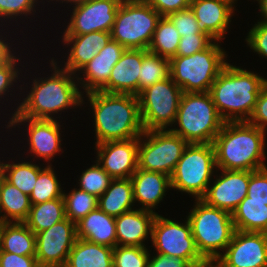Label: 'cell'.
<instances>
[{
	"label": "cell",
	"instance_id": "d4e9b609",
	"mask_svg": "<svg viewBox=\"0 0 267 267\" xmlns=\"http://www.w3.org/2000/svg\"><path fill=\"white\" fill-rule=\"evenodd\" d=\"M76 237L115 248L117 246L115 217L97 207L76 223Z\"/></svg>",
	"mask_w": 267,
	"mask_h": 267
},
{
	"label": "cell",
	"instance_id": "44dd1931",
	"mask_svg": "<svg viewBox=\"0 0 267 267\" xmlns=\"http://www.w3.org/2000/svg\"><path fill=\"white\" fill-rule=\"evenodd\" d=\"M146 49H126L114 65L108 82L99 90L138 95L139 73Z\"/></svg>",
	"mask_w": 267,
	"mask_h": 267
},
{
	"label": "cell",
	"instance_id": "7a4b0ae2",
	"mask_svg": "<svg viewBox=\"0 0 267 267\" xmlns=\"http://www.w3.org/2000/svg\"><path fill=\"white\" fill-rule=\"evenodd\" d=\"M86 95L94 112L95 145L106 141L139 138L143 134L136 95L104 91H92Z\"/></svg>",
	"mask_w": 267,
	"mask_h": 267
},
{
	"label": "cell",
	"instance_id": "cb8c5ba5",
	"mask_svg": "<svg viewBox=\"0 0 267 267\" xmlns=\"http://www.w3.org/2000/svg\"><path fill=\"white\" fill-rule=\"evenodd\" d=\"M134 202L138 201L140 209L154 212L166 191L171 188L170 176L160 172L137 168L131 176Z\"/></svg>",
	"mask_w": 267,
	"mask_h": 267
},
{
	"label": "cell",
	"instance_id": "9f6ffc18",
	"mask_svg": "<svg viewBox=\"0 0 267 267\" xmlns=\"http://www.w3.org/2000/svg\"><path fill=\"white\" fill-rule=\"evenodd\" d=\"M1 162H2V161L0 160V175H1Z\"/></svg>",
	"mask_w": 267,
	"mask_h": 267
},
{
	"label": "cell",
	"instance_id": "52a82bcc",
	"mask_svg": "<svg viewBox=\"0 0 267 267\" xmlns=\"http://www.w3.org/2000/svg\"><path fill=\"white\" fill-rule=\"evenodd\" d=\"M220 46L218 41H214L203 51L170 59V77L183 92L210 91L218 74L228 63V55Z\"/></svg>",
	"mask_w": 267,
	"mask_h": 267
},
{
	"label": "cell",
	"instance_id": "2e32d148",
	"mask_svg": "<svg viewBox=\"0 0 267 267\" xmlns=\"http://www.w3.org/2000/svg\"><path fill=\"white\" fill-rule=\"evenodd\" d=\"M9 118L8 125L9 127L16 128L17 125L28 126L25 130L28 131V144L30 153H33V156L44 159L48 163L51 161L56 154L62 151L61 147V125L59 120L55 119H33L22 116H11Z\"/></svg>",
	"mask_w": 267,
	"mask_h": 267
},
{
	"label": "cell",
	"instance_id": "ac0fdd59",
	"mask_svg": "<svg viewBox=\"0 0 267 267\" xmlns=\"http://www.w3.org/2000/svg\"><path fill=\"white\" fill-rule=\"evenodd\" d=\"M139 138L106 141L95 145L96 162L113 178H131L138 168Z\"/></svg>",
	"mask_w": 267,
	"mask_h": 267
},
{
	"label": "cell",
	"instance_id": "f35d334b",
	"mask_svg": "<svg viewBox=\"0 0 267 267\" xmlns=\"http://www.w3.org/2000/svg\"><path fill=\"white\" fill-rule=\"evenodd\" d=\"M39 0H0V20L1 23L8 21L9 19L14 20L16 17L24 18L32 14L35 15V7L37 6ZM3 18V19H2ZM8 19V20H7ZM0 23V24H1ZM3 26L2 24L0 25Z\"/></svg>",
	"mask_w": 267,
	"mask_h": 267
},
{
	"label": "cell",
	"instance_id": "8992f818",
	"mask_svg": "<svg viewBox=\"0 0 267 267\" xmlns=\"http://www.w3.org/2000/svg\"><path fill=\"white\" fill-rule=\"evenodd\" d=\"M194 201L195 205L187 217L192 236L200 255L208 263H215L222 255L220 251H225L235 232L231 213L211 207L201 199Z\"/></svg>",
	"mask_w": 267,
	"mask_h": 267
},
{
	"label": "cell",
	"instance_id": "8fae6325",
	"mask_svg": "<svg viewBox=\"0 0 267 267\" xmlns=\"http://www.w3.org/2000/svg\"><path fill=\"white\" fill-rule=\"evenodd\" d=\"M188 144L170 129L144 131L139 137L138 168L171 177Z\"/></svg>",
	"mask_w": 267,
	"mask_h": 267
},
{
	"label": "cell",
	"instance_id": "603a6c76",
	"mask_svg": "<svg viewBox=\"0 0 267 267\" xmlns=\"http://www.w3.org/2000/svg\"><path fill=\"white\" fill-rule=\"evenodd\" d=\"M156 215V212L133 207V210L115 217L117 246L146 247L145 240L149 235L151 239Z\"/></svg>",
	"mask_w": 267,
	"mask_h": 267
},
{
	"label": "cell",
	"instance_id": "ee69618b",
	"mask_svg": "<svg viewBox=\"0 0 267 267\" xmlns=\"http://www.w3.org/2000/svg\"><path fill=\"white\" fill-rule=\"evenodd\" d=\"M19 60L21 61V58L16 56L8 65L0 66V100L2 97L4 99V95L7 96L14 83H18L17 80L21 79L19 78L21 70L17 67Z\"/></svg>",
	"mask_w": 267,
	"mask_h": 267
},
{
	"label": "cell",
	"instance_id": "e575fe53",
	"mask_svg": "<svg viewBox=\"0 0 267 267\" xmlns=\"http://www.w3.org/2000/svg\"><path fill=\"white\" fill-rule=\"evenodd\" d=\"M60 181L52 165L47 164L39 173L35 186L29 195L31 204H39L63 197Z\"/></svg>",
	"mask_w": 267,
	"mask_h": 267
},
{
	"label": "cell",
	"instance_id": "e0dca14e",
	"mask_svg": "<svg viewBox=\"0 0 267 267\" xmlns=\"http://www.w3.org/2000/svg\"><path fill=\"white\" fill-rule=\"evenodd\" d=\"M215 181L207 187L201 200L215 208L233 213L240 202L247 196L249 171L220 170ZM212 184V185H211Z\"/></svg>",
	"mask_w": 267,
	"mask_h": 267
},
{
	"label": "cell",
	"instance_id": "836d02e7",
	"mask_svg": "<svg viewBox=\"0 0 267 267\" xmlns=\"http://www.w3.org/2000/svg\"><path fill=\"white\" fill-rule=\"evenodd\" d=\"M170 76V59L147 51L143 56L139 73L138 94L148 86L167 79Z\"/></svg>",
	"mask_w": 267,
	"mask_h": 267
},
{
	"label": "cell",
	"instance_id": "ffe728a7",
	"mask_svg": "<svg viewBox=\"0 0 267 267\" xmlns=\"http://www.w3.org/2000/svg\"><path fill=\"white\" fill-rule=\"evenodd\" d=\"M125 50L121 44L110 39L104 48L79 71L83 73L84 79L77 75V81L85 90L83 92L99 91L108 82L112 68Z\"/></svg>",
	"mask_w": 267,
	"mask_h": 267
},
{
	"label": "cell",
	"instance_id": "7bdbcfd3",
	"mask_svg": "<svg viewBox=\"0 0 267 267\" xmlns=\"http://www.w3.org/2000/svg\"><path fill=\"white\" fill-rule=\"evenodd\" d=\"M247 45L259 56L267 58V24L257 22L248 32Z\"/></svg>",
	"mask_w": 267,
	"mask_h": 267
},
{
	"label": "cell",
	"instance_id": "c3c4849f",
	"mask_svg": "<svg viewBox=\"0 0 267 267\" xmlns=\"http://www.w3.org/2000/svg\"><path fill=\"white\" fill-rule=\"evenodd\" d=\"M153 257V258H152ZM149 256L147 267H193L187 260L157 253Z\"/></svg>",
	"mask_w": 267,
	"mask_h": 267
},
{
	"label": "cell",
	"instance_id": "1f68e13d",
	"mask_svg": "<svg viewBox=\"0 0 267 267\" xmlns=\"http://www.w3.org/2000/svg\"><path fill=\"white\" fill-rule=\"evenodd\" d=\"M42 169L41 165L38 166L31 161L25 162L23 160L21 163H14V161L12 163L1 162V176L27 195L31 194Z\"/></svg>",
	"mask_w": 267,
	"mask_h": 267
},
{
	"label": "cell",
	"instance_id": "f6af8a7d",
	"mask_svg": "<svg viewBox=\"0 0 267 267\" xmlns=\"http://www.w3.org/2000/svg\"><path fill=\"white\" fill-rule=\"evenodd\" d=\"M247 122L267 131V85L258 95L253 113Z\"/></svg>",
	"mask_w": 267,
	"mask_h": 267
},
{
	"label": "cell",
	"instance_id": "d590c367",
	"mask_svg": "<svg viewBox=\"0 0 267 267\" xmlns=\"http://www.w3.org/2000/svg\"><path fill=\"white\" fill-rule=\"evenodd\" d=\"M63 199L66 217L75 224L98 207V198L79 188L64 192Z\"/></svg>",
	"mask_w": 267,
	"mask_h": 267
},
{
	"label": "cell",
	"instance_id": "74e56055",
	"mask_svg": "<svg viewBox=\"0 0 267 267\" xmlns=\"http://www.w3.org/2000/svg\"><path fill=\"white\" fill-rule=\"evenodd\" d=\"M150 253L146 247L116 246L113 267H147Z\"/></svg>",
	"mask_w": 267,
	"mask_h": 267
},
{
	"label": "cell",
	"instance_id": "b9f144b4",
	"mask_svg": "<svg viewBox=\"0 0 267 267\" xmlns=\"http://www.w3.org/2000/svg\"><path fill=\"white\" fill-rule=\"evenodd\" d=\"M213 43V40L206 34H193L183 36L180 39L175 56H190L196 52L203 51Z\"/></svg>",
	"mask_w": 267,
	"mask_h": 267
},
{
	"label": "cell",
	"instance_id": "d6986e66",
	"mask_svg": "<svg viewBox=\"0 0 267 267\" xmlns=\"http://www.w3.org/2000/svg\"><path fill=\"white\" fill-rule=\"evenodd\" d=\"M189 7L201 33L220 43L228 32L235 8L221 0H191Z\"/></svg>",
	"mask_w": 267,
	"mask_h": 267
},
{
	"label": "cell",
	"instance_id": "ab89813d",
	"mask_svg": "<svg viewBox=\"0 0 267 267\" xmlns=\"http://www.w3.org/2000/svg\"><path fill=\"white\" fill-rule=\"evenodd\" d=\"M166 17L174 24L181 37L193 34H204L199 30L197 19L190 7L170 13Z\"/></svg>",
	"mask_w": 267,
	"mask_h": 267
},
{
	"label": "cell",
	"instance_id": "60d3db41",
	"mask_svg": "<svg viewBox=\"0 0 267 267\" xmlns=\"http://www.w3.org/2000/svg\"><path fill=\"white\" fill-rule=\"evenodd\" d=\"M248 201L266 202L267 205V167L249 171Z\"/></svg>",
	"mask_w": 267,
	"mask_h": 267
},
{
	"label": "cell",
	"instance_id": "7dc6e473",
	"mask_svg": "<svg viewBox=\"0 0 267 267\" xmlns=\"http://www.w3.org/2000/svg\"><path fill=\"white\" fill-rule=\"evenodd\" d=\"M0 267H39L35 256L16 255L0 249Z\"/></svg>",
	"mask_w": 267,
	"mask_h": 267
},
{
	"label": "cell",
	"instance_id": "bcb514c9",
	"mask_svg": "<svg viewBox=\"0 0 267 267\" xmlns=\"http://www.w3.org/2000/svg\"><path fill=\"white\" fill-rule=\"evenodd\" d=\"M154 8L161 16L189 8L191 0H141Z\"/></svg>",
	"mask_w": 267,
	"mask_h": 267
},
{
	"label": "cell",
	"instance_id": "7c38bea8",
	"mask_svg": "<svg viewBox=\"0 0 267 267\" xmlns=\"http://www.w3.org/2000/svg\"><path fill=\"white\" fill-rule=\"evenodd\" d=\"M151 241L159 254L182 258L193 267L208 263L197 249L188 219L183 224L157 213L152 225Z\"/></svg>",
	"mask_w": 267,
	"mask_h": 267
},
{
	"label": "cell",
	"instance_id": "83f0119b",
	"mask_svg": "<svg viewBox=\"0 0 267 267\" xmlns=\"http://www.w3.org/2000/svg\"><path fill=\"white\" fill-rule=\"evenodd\" d=\"M134 203L131 178L113 179L98 198V208L113 217L133 210Z\"/></svg>",
	"mask_w": 267,
	"mask_h": 267
},
{
	"label": "cell",
	"instance_id": "f907efd6",
	"mask_svg": "<svg viewBox=\"0 0 267 267\" xmlns=\"http://www.w3.org/2000/svg\"><path fill=\"white\" fill-rule=\"evenodd\" d=\"M259 4V11L260 15L263 17L260 21V23L267 24V0H256Z\"/></svg>",
	"mask_w": 267,
	"mask_h": 267
},
{
	"label": "cell",
	"instance_id": "484cf974",
	"mask_svg": "<svg viewBox=\"0 0 267 267\" xmlns=\"http://www.w3.org/2000/svg\"><path fill=\"white\" fill-rule=\"evenodd\" d=\"M113 249L77 238L64 267H113Z\"/></svg>",
	"mask_w": 267,
	"mask_h": 267
},
{
	"label": "cell",
	"instance_id": "5bb4252c",
	"mask_svg": "<svg viewBox=\"0 0 267 267\" xmlns=\"http://www.w3.org/2000/svg\"><path fill=\"white\" fill-rule=\"evenodd\" d=\"M122 0H87L72 6L70 21L64 35H84L91 32H111Z\"/></svg>",
	"mask_w": 267,
	"mask_h": 267
},
{
	"label": "cell",
	"instance_id": "3957f363",
	"mask_svg": "<svg viewBox=\"0 0 267 267\" xmlns=\"http://www.w3.org/2000/svg\"><path fill=\"white\" fill-rule=\"evenodd\" d=\"M266 131L247 121L225 122L216 135L217 170L257 171L266 168Z\"/></svg>",
	"mask_w": 267,
	"mask_h": 267
},
{
	"label": "cell",
	"instance_id": "f1b7e54d",
	"mask_svg": "<svg viewBox=\"0 0 267 267\" xmlns=\"http://www.w3.org/2000/svg\"><path fill=\"white\" fill-rule=\"evenodd\" d=\"M231 216L235 230L267 233L266 202L248 201L246 196Z\"/></svg>",
	"mask_w": 267,
	"mask_h": 267
},
{
	"label": "cell",
	"instance_id": "ba28073f",
	"mask_svg": "<svg viewBox=\"0 0 267 267\" xmlns=\"http://www.w3.org/2000/svg\"><path fill=\"white\" fill-rule=\"evenodd\" d=\"M216 170L215 148L213 143H190L170 177L171 189L185 192L200 200L213 181Z\"/></svg>",
	"mask_w": 267,
	"mask_h": 267
},
{
	"label": "cell",
	"instance_id": "4dcf8cb0",
	"mask_svg": "<svg viewBox=\"0 0 267 267\" xmlns=\"http://www.w3.org/2000/svg\"><path fill=\"white\" fill-rule=\"evenodd\" d=\"M65 218V204L63 197H61L39 204H32L29 215L24 223L37 234L49 229Z\"/></svg>",
	"mask_w": 267,
	"mask_h": 267
},
{
	"label": "cell",
	"instance_id": "9c48e42d",
	"mask_svg": "<svg viewBox=\"0 0 267 267\" xmlns=\"http://www.w3.org/2000/svg\"><path fill=\"white\" fill-rule=\"evenodd\" d=\"M161 15L141 0H122L111 30V39L125 49L148 50Z\"/></svg>",
	"mask_w": 267,
	"mask_h": 267
},
{
	"label": "cell",
	"instance_id": "4fadbf2b",
	"mask_svg": "<svg viewBox=\"0 0 267 267\" xmlns=\"http://www.w3.org/2000/svg\"><path fill=\"white\" fill-rule=\"evenodd\" d=\"M76 224L67 217L36 234V260L39 267H64L76 241Z\"/></svg>",
	"mask_w": 267,
	"mask_h": 267
},
{
	"label": "cell",
	"instance_id": "816d5d0a",
	"mask_svg": "<svg viewBox=\"0 0 267 267\" xmlns=\"http://www.w3.org/2000/svg\"><path fill=\"white\" fill-rule=\"evenodd\" d=\"M52 2V1H55V0H49V1H47V2ZM59 2V1H62V4H63V2L64 3H66L67 2V4L70 2L71 3V5L73 4V5H79V4H82V3H84L85 1H87V0H56V2Z\"/></svg>",
	"mask_w": 267,
	"mask_h": 267
},
{
	"label": "cell",
	"instance_id": "30bf717a",
	"mask_svg": "<svg viewBox=\"0 0 267 267\" xmlns=\"http://www.w3.org/2000/svg\"><path fill=\"white\" fill-rule=\"evenodd\" d=\"M182 94L170 76L140 91L137 97L144 131L173 127Z\"/></svg>",
	"mask_w": 267,
	"mask_h": 267
},
{
	"label": "cell",
	"instance_id": "11a10c76",
	"mask_svg": "<svg viewBox=\"0 0 267 267\" xmlns=\"http://www.w3.org/2000/svg\"><path fill=\"white\" fill-rule=\"evenodd\" d=\"M201 267H219V266L217 264H215V263H207V264H205V265H203Z\"/></svg>",
	"mask_w": 267,
	"mask_h": 267
},
{
	"label": "cell",
	"instance_id": "f546056e",
	"mask_svg": "<svg viewBox=\"0 0 267 267\" xmlns=\"http://www.w3.org/2000/svg\"><path fill=\"white\" fill-rule=\"evenodd\" d=\"M0 200L6 222H24L27 219L32 206L29 195L11 185L1 175Z\"/></svg>",
	"mask_w": 267,
	"mask_h": 267
},
{
	"label": "cell",
	"instance_id": "db71d44e",
	"mask_svg": "<svg viewBox=\"0 0 267 267\" xmlns=\"http://www.w3.org/2000/svg\"><path fill=\"white\" fill-rule=\"evenodd\" d=\"M221 1H224L228 4H230L234 8L235 7L234 4L236 3L237 0H221Z\"/></svg>",
	"mask_w": 267,
	"mask_h": 267
},
{
	"label": "cell",
	"instance_id": "f5cc1de1",
	"mask_svg": "<svg viewBox=\"0 0 267 267\" xmlns=\"http://www.w3.org/2000/svg\"><path fill=\"white\" fill-rule=\"evenodd\" d=\"M6 221L4 220L3 214H2V207H1V200H0V226L4 224Z\"/></svg>",
	"mask_w": 267,
	"mask_h": 267
},
{
	"label": "cell",
	"instance_id": "d6a6232c",
	"mask_svg": "<svg viewBox=\"0 0 267 267\" xmlns=\"http://www.w3.org/2000/svg\"><path fill=\"white\" fill-rule=\"evenodd\" d=\"M180 39L181 36L174 24L166 16H161L156 25L148 51L171 59L176 55Z\"/></svg>",
	"mask_w": 267,
	"mask_h": 267
},
{
	"label": "cell",
	"instance_id": "7402d4cb",
	"mask_svg": "<svg viewBox=\"0 0 267 267\" xmlns=\"http://www.w3.org/2000/svg\"><path fill=\"white\" fill-rule=\"evenodd\" d=\"M111 32L96 31L84 35H63V44L70 46L65 70L76 74L110 41Z\"/></svg>",
	"mask_w": 267,
	"mask_h": 267
},
{
	"label": "cell",
	"instance_id": "6da1fadb",
	"mask_svg": "<svg viewBox=\"0 0 267 267\" xmlns=\"http://www.w3.org/2000/svg\"><path fill=\"white\" fill-rule=\"evenodd\" d=\"M51 76L33 79V84L26 98L17 105L11 116H22L33 119H56L53 115L66 109L83 105V92L76 81L77 74L58 66L52 57ZM78 83V84H77ZM79 85V86H78ZM76 106V107H74Z\"/></svg>",
	"mask_w": 267,
	"mask_h": 267
},
{
	"label": "cell",
	"instance_id": "277c9868",
	"mask_svg": "<svg viewBox=\"0 0 267 267\" xmlns=\"http://www.w3.org/2000/svg\"><path fill=\"white\" fill-rule=\"evenodd\" d=\"M267 79L241 67L227 63L211 85L209 93L225 122L248 121L257 97Z\"/></svg>",
	"mask_w": 267,
	"mask_h": 267
},
{
	"label": "cell",
	"instance_id": "5b68a950",
	"mask_svg": "<svg viewBox=\"0 0 267 267\" xmlns=\"http://www.w3.org/2000/svg\"><path fill=\"white\" fill-rule=\"evenodd\" d=\"M224 123L209 92H183L174 123L177 128L170 130L189 144L213 143Z\"/></svg>",
	"mask_w": 267,
	"mask_h": 267
},
{
	"label": "cell",
	"instance_id": "681fc988",
	"mask_svg": "<svg viewBox=\"0 0 267 267\" xmlns=\"http://www.w3.org/2000/svg\"><path fill=\"white\" fill-rule=\"evenodd\" d=\"M1 32V31H0ZM0 33V66L8 65L16 56V53L14 52V48L12 50V44L8 43V40L4 35H1ZM3 36V37H2ZM12 50V51H11ZM15 54H13V53Z\"/></svg>",
	"mask_w": 267,
	"mask_h": 267
},
{
	"label": "cell",
	"instance_id": "9a60e30c",
	"mask_svg": "<svg viewBox=\"0 0 267 267\" xmlns=\"http://www.w3.org/2000/svg\"><path fill=\"white\" fill-rule=\"evenodd\" d=\"M215 264L219 267H267V233L235 230Z\"/></svg>",
	"mask_w": 267,
	"mask_h": 267
},
{
	"label": "cell",
	"instance_id": "8d00e7d4",
	"mask_svg": "<svg viewBox=\"0 0 267 267\" xmlns=\"http://www.w3.org/2000/svg\"><path fill=\"white\" fill-rule=\"evenodd\" d=\"M95 163L82 172L78 186L80 190L99 198L109 187L113 178L96 161Z\"/></svg>",
	"mask_w": 267,
	"mask_h": 267
},
{
	"label": "cell",
	"instance_id": "4316f807",
	"mask_svg": "<svg viewBox=\"0 0 267 267\" xmlns=\"http://www.w3.org/2000/svg\"><path fill=\"white\" fill-rule=\"evenodd\" d=\"M1 250L16 255L35 256L36 234L24 222H5L0 226Z\"/></svg>",
	"mask_w": 267,
	"mask_h": 267
}]
</instances>
